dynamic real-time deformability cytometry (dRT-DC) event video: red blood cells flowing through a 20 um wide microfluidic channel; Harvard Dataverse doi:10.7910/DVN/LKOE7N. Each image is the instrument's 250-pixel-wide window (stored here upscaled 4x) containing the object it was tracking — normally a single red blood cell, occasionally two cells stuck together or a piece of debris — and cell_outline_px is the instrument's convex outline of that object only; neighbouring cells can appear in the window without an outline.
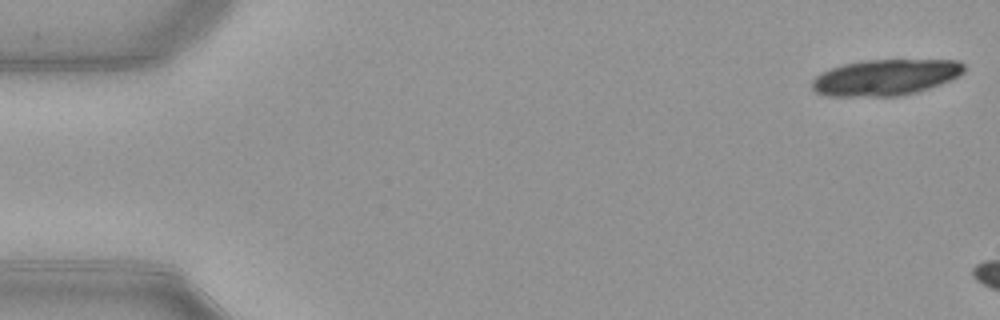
{"species": "common noctule bat (a hibernating species)", "species_latin": "Nyctalus noctula", "temperature_condition": "warm", "stored_images_in_passage": 6, "camera_frame_rate_fps": 3000, "um_per_image_px": 0.085, "animal": {"sex": "female", "body_mass_g": 21.9}, "frame": {"image": 1, "passage_image": 1, "time_ms": 0.0, "image_size_px": [1000, 320], "cell_outline_px": [[964, 72], [960, 76], [940, 84], [916, 92], [900, 96], [824, 96], [816, 92], [812, 88], [812, 80], [816, 76], [832, 68], [844, 64], [868, 60], [956, 60], [964, 64]], "centroid_in_image_um": [75.28, 6.58], "position_along_channel_um": 9.7, "area_um2": 31.79}}